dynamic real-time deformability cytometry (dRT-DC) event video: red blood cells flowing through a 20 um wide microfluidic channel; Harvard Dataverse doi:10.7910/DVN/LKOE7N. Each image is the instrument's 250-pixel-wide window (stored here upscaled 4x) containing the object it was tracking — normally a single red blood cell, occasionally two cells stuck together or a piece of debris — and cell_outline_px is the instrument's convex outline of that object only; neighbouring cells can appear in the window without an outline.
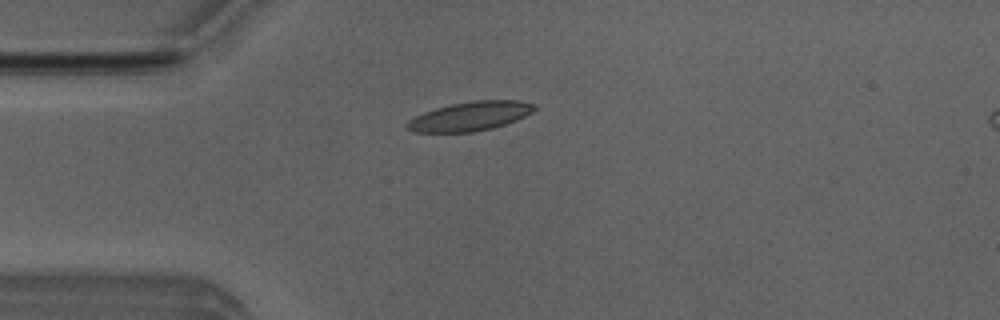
{"species": "Egyptian fruit bat (a non-hibernating species)", "species_latin": "Rousettus aegyptiacus", "temperature_condition": "room temperature", "stored_images_in_passage": 44, "camera_frame_rate_fps": 3000, "um_per_image_px": 0.085, "animal": {"sex": "male"}, "frame": {"image": 1, "passage_image": 5, "time_ms": 1.333, "image_size_px": [1000, 320], "cell_outline_px": [[536, 108], [532, 112], [516, 120], [492, 128], [472, 132], [416, 132], [408, 128], [408, 120], [424, 112], [436, 108], [452, 104], [476, 100], [520, 100], [536, 104]], "centroid_in_image_um": [40.01, 9.87], "position_along_channel_um": 45.0, "area_um2": 21.33}}
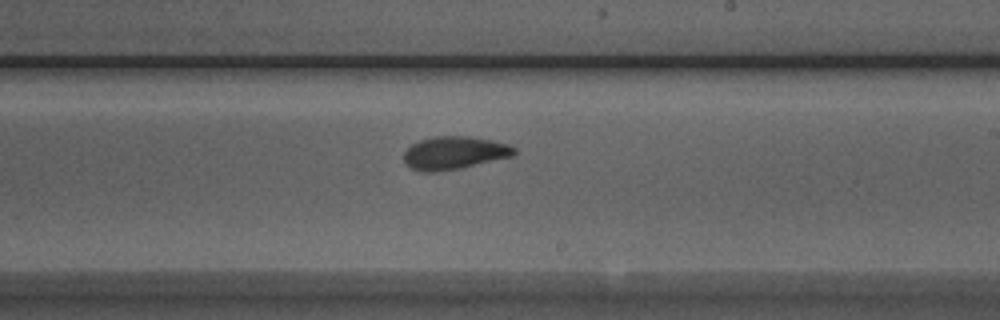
{"frame": {"image": 2, "passage_image": 22, "time_ms": 7.0, "image_size_px": [1000, 320], "cell_outline_px": [[516, 152], [512, 156], [460, 168], [436, 172], [420, 172], [404, 164], [404, 152], [412, 144], [420, 140], [436, 136], [468, 136], [492, 140], [508, 144], [516, 148]], "centroid_in_image_um": [38.59, 13.0], "position_along_channel_um": 250.4, "area_um2": 21.15}}
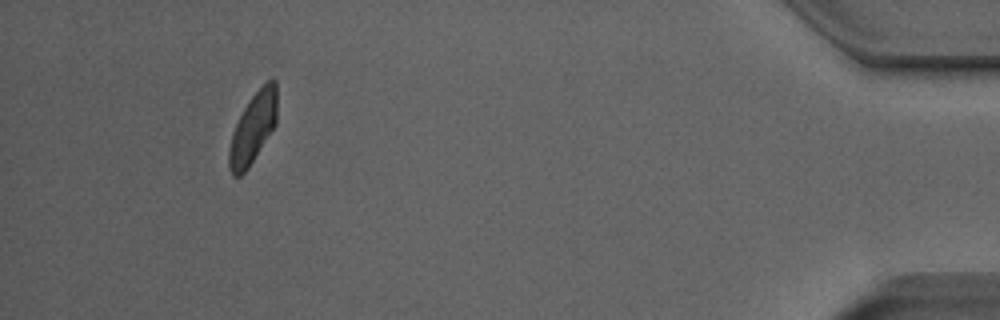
{"frame": {"image": 3, "passage_image": 40, "time_ms": 13.0, "image_size_px": [1000, 320], "cell_outline_px": [[276, 124], [248, 168], [240, 176], [232, 176], [228, 168], [228, 152], [232, 132], [248, 100], [268, 80], [276, 80]], "centroid_in_image_um": [21.48, 10.92], "position_along_channel_um": 413.7, "area_um2": 19.48}, "authors_computed_cell_mechanics": {"area_um2": 20.8369, "velocity_mm_per_s": 3.9117, "shape_relaxation_time_tau1_ms": 7.2962, "shape_relaxation_time_tau2_ms": 1.9196, "deformation_change_tau1": 0.1869, "deformation_change_tau2": 0.0752}}